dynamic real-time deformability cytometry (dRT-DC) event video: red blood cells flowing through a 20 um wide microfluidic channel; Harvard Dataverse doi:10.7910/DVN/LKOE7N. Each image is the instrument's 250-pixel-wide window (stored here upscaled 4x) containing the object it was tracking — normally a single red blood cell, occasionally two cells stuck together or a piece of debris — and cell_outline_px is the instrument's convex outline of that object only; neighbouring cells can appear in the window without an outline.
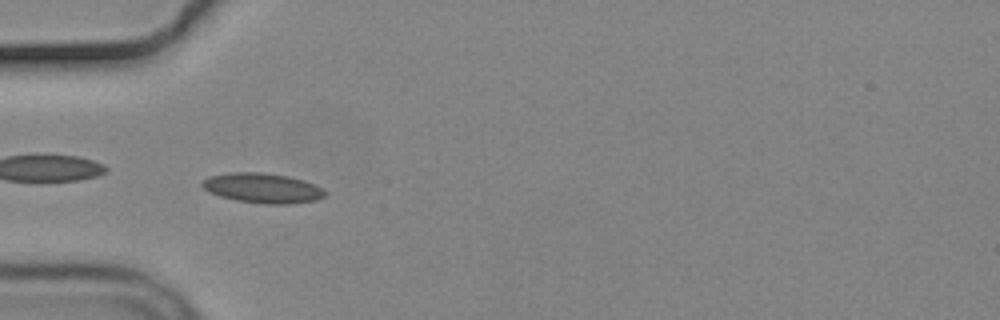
{"species": "common noctule bat (a hibernating species)", "species_latin": "Nyctalus noctula", "temperature_condition": "cold", "stored_images_in_passage": 55, "camera_frame_rate_fps": 3000, "um_per_image_px": 0.085, "animal": {"sex": "male", "body_mass_g": 19.2, "forearm_length_mm": 51.8}, "frame": {"image": 1, "passage_image": 17, "time_ms": 5.333, "image_size_px": [1000, 320], "cell_outline_px": [[328, 192], [324, 196], [316, 200], [292, 204], [264, 204], [236, 200], [220, 196], [208, 192], [200, 184], [208, 176], [232, 172], [264, 172], [288, 176], [312, 184]], "centroid_in_image_um": [22.29, 15.99], "position_along_channel_um": 62.7, "area_um2": 21.33}}
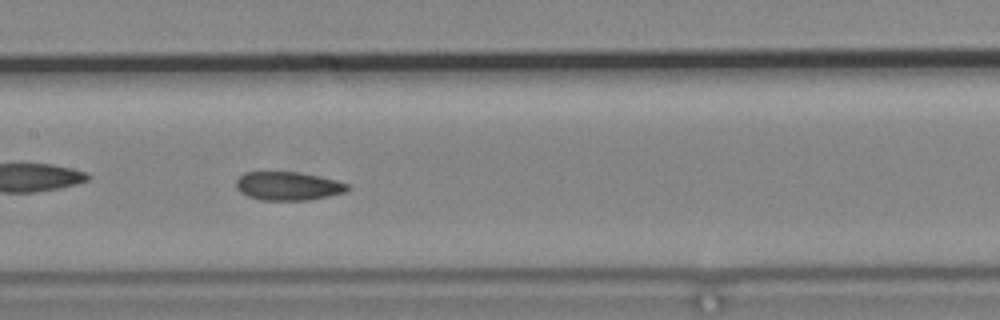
{"frame": {"image": 2, "passage_image": 27, "time_ms": 8.667, "image_size_px": [1000, 320], "cell_outline_px": [[352, 188], [344, 192], [328, 196], [308, 200], [260, 200], [248, 196], [240, 192], [236, 188], [236, 180], [244, 172], [296, 172], [336, 180], [348, 184]], "centroid_in_image_um": [24.47, 15.82], "position_along_channel_um": 182.9, "area_um2": 18.44}}
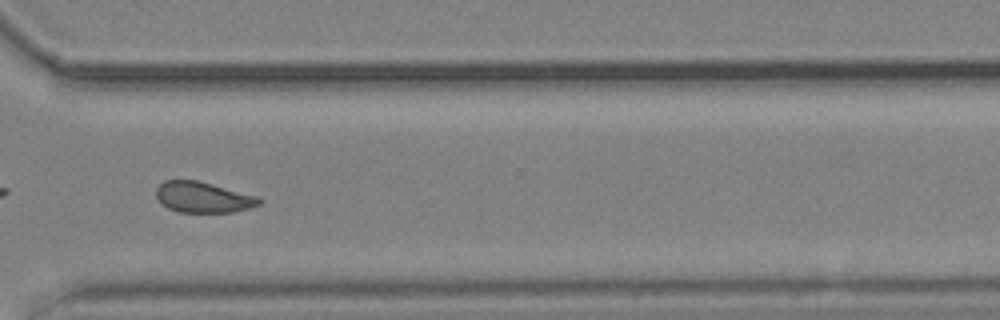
{"frame": {"image": 3, "passage_image": 41, "time_ms": 13.333, "image_size_px": [1000, 320], "cell_outline_px": [[264, 200], [260, 204], [248, 208], [232, 212], [180, 212], [168, 208], [160, 204], [156, 196], [156, 188], [164, 180], [196, 180], [256, 196]], "centroid_in_image_um": [17.22, 16.77], "position_along_channel_um": 353.4, "area_um2": 18.32}, "authors_computed_cell_mechanics": {"area_um2": 19.1318, "velocity_mm_per_s": 3.6588, "shape_relaxation_time_tau1_ms": null, "shape_relaxation_time_tau2_ms": 2.5831, "deformation_change_tau1": null, "deformation_change_tau2": 0.062}}